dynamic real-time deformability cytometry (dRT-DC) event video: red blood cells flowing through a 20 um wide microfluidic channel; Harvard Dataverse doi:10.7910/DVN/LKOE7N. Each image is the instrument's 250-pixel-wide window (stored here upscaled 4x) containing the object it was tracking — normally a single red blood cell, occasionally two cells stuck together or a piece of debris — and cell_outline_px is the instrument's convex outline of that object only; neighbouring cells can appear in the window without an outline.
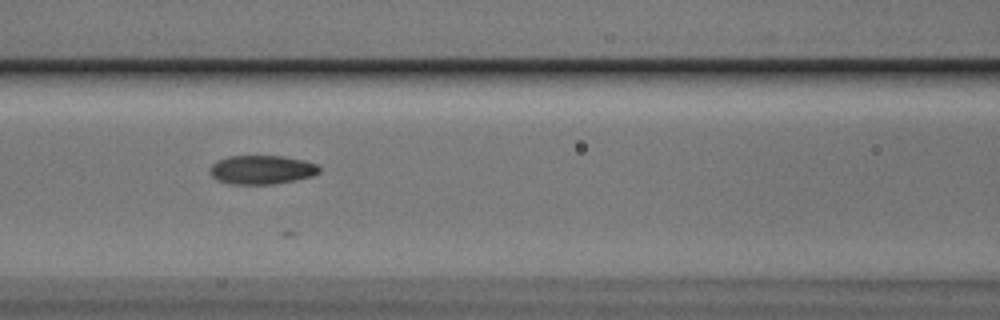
{"species": "Egyptian fruit bat (a non-hibernating species)", "species_latin": "Rousettus aegyptiacus", "temperature_condition": "cold", "stored_images_in_passage": 21, "camera_frame_rate_fps": 3000, "um_per_image_px": 0.085, "animal": {"sex": "male"}, "frame": {"image": 1, "passage_image": 7, "time_ms": 2.0, "image_size_px": [1000, 320], "cell_outline_px": [[320, 172], [312, 176], [276, 184], [228, 184], [216, 180], [212, 176], [212, 164], [228, 156], [284, 156], [304, 160], [316, 164], [320, 168]], "centroid_in_image_um": [22.27, 14.43], "position_along_channel_um": 144.3, "area_um2": 18.32}}
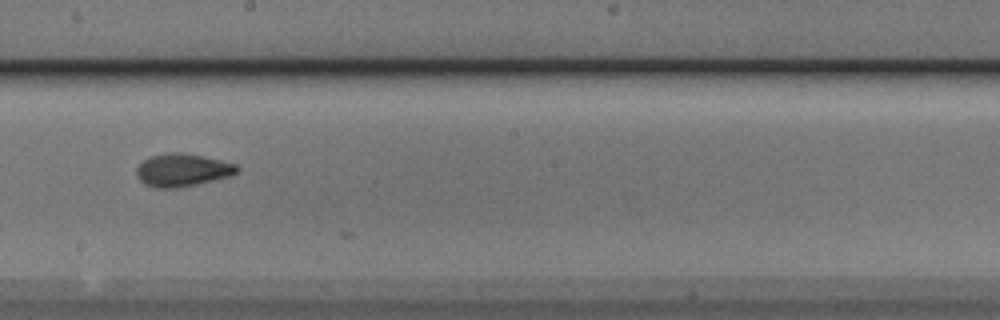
{"frame": {"image": 2, "passage_image": 14, "time_ms": 4.333, "image_size_px": [1000, 320], "cell_outline_px": [[240, 168], [232, 176], [196, 184], [176, 188], [156, 188], [144, 184], [136, 176], [136, 168], [144, 160], [152, 156], [168, 152], [184, 152], [220, 160], [236, 164]], "centroid_in_image_um": [15.5, 14.45], "position_along_channel_um": 232.7, "area_um2": 19.25}}
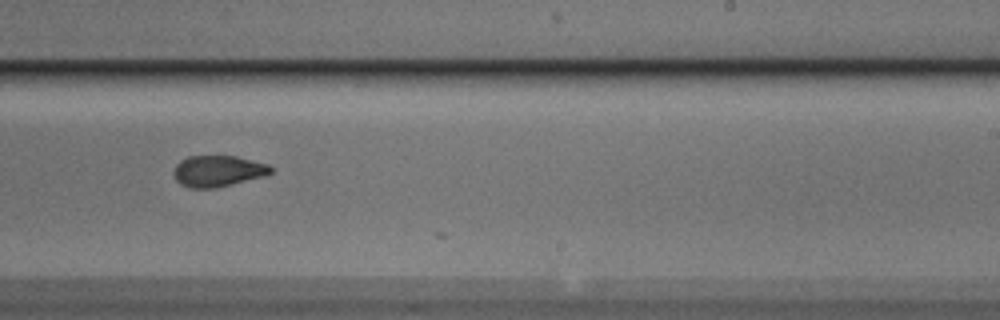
{"frame": {"image": 3, "passage_image": 17, "time_ms": 5.333, "image_size_px": [1000, 320], "cell_outline_px": [[272, 172], [264, 176], [216, 188], [188, 188], [180, 184], [176, 180], [172, 172], [176, 164], [180, 160], [188, 156], [236, 156], [268, 164], [272, 168]], "centroid_in_image_um": [18.49, 14.54], "position_along_channel_um": 270.5, "area_um2": 17.74}}